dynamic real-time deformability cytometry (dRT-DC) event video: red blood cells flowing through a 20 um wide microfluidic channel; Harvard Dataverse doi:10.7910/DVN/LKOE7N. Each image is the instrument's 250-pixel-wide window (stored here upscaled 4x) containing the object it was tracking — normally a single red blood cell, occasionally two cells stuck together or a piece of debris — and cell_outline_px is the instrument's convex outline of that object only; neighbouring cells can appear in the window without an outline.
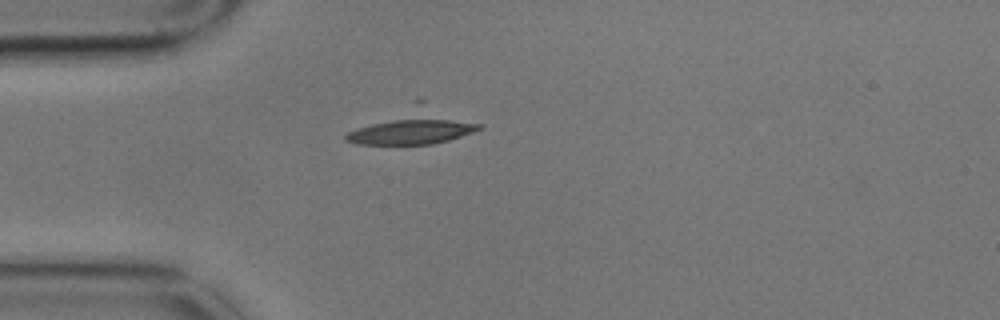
{"species": "common noctule bat (a hibernating species)", "species_latin": "Nyctalus noctula", "temperature_condition": "cold", "stored_images_in_passage": 1, "camera_frame_rate_fps": 3000, "um_per_image_px": 0.085, "animal": {"sex": "male", "body_mass_g": 17.9}, "frame": {"image": 1, "passage_image": 1, "time_ms": 0.0, "image_size_px": [1000, 320], "cell_outline_px": [[484, 128], [448, 140], [432, 144], [356, 144], [344, 140], [344, 136], [348, 132], [372, 124], [412, 116], [424, 116], [484, 124]], "centroid_in_image_um": [35.01, 11.16], "position_along_channel_um": 50.0, "area_um2": 19.83}}